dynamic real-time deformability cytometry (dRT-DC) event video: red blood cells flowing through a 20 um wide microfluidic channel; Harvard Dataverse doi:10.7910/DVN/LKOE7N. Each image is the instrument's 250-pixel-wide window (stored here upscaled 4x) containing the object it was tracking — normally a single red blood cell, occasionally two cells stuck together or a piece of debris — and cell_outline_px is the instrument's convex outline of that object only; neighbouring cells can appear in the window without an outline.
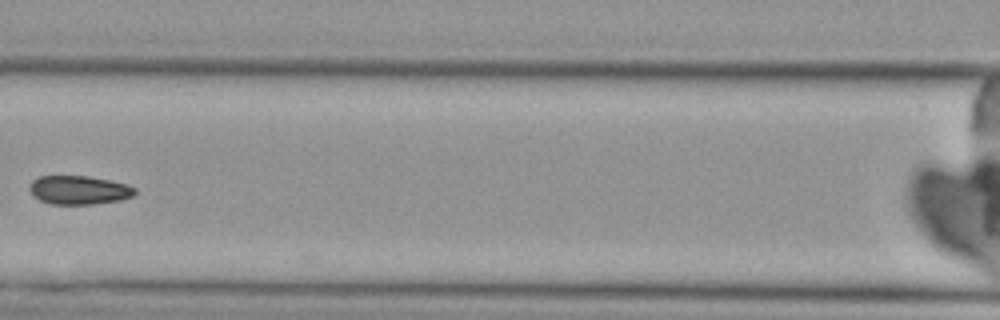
{"species": "Egyptian fruit bat (a non-hibernating species)", "species_latin": "Rousettus aegyptiacus", "temperature_condition": "cold", "stored_images_in_passage": 8, "camera_frame_rate_fps": 3000, "um_per_image_px": 0.085, "animal": {"sex": "female"}, "frame": {"image": 1, "passage_image": 7, "time_ms": 7.333, "image_size_px": [1000, 320], "cell_outline_px": [[136, 192], [132, 196], [120, 200], [92, 204], [48, 204], [32, 196], [28, 188], [28, 184], [32, 180], [40, 176], [88, 176], [112, 180], [128, 184], [136, 188]], "centroid_in_image_um": [6.68, 16.15], "position_along_channel_um": 159.9, "area_um2": 17.92}}
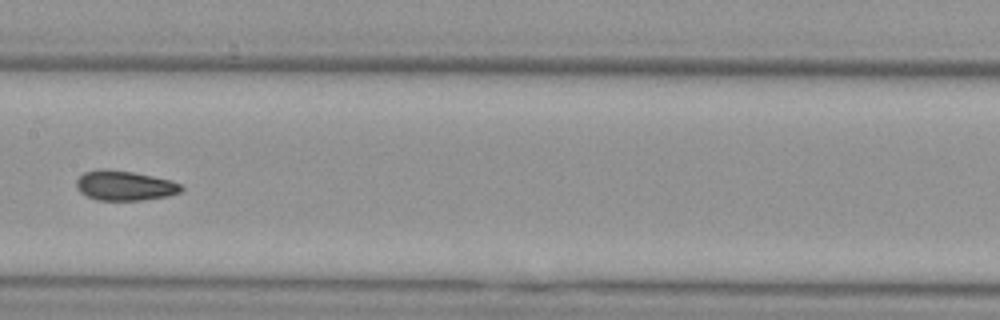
{"frame": {"image": 2, "passage_image": 8, "time_ms": 8.333, "image_size_px": [1000, 320], "cell_outline_px": [[184, 188], [180, 192], [168, 196], [140, 200], [96, 200], [80, 192], [76, 188], [76, 180], [84, 172], [96, 168], [108, 168], [132, 172], [172, 180], [180, 184]], "centroid_in_image_um": [10.57, 15.76], "position_along_channel_um": 196.8, "area_um2": 18.38}}